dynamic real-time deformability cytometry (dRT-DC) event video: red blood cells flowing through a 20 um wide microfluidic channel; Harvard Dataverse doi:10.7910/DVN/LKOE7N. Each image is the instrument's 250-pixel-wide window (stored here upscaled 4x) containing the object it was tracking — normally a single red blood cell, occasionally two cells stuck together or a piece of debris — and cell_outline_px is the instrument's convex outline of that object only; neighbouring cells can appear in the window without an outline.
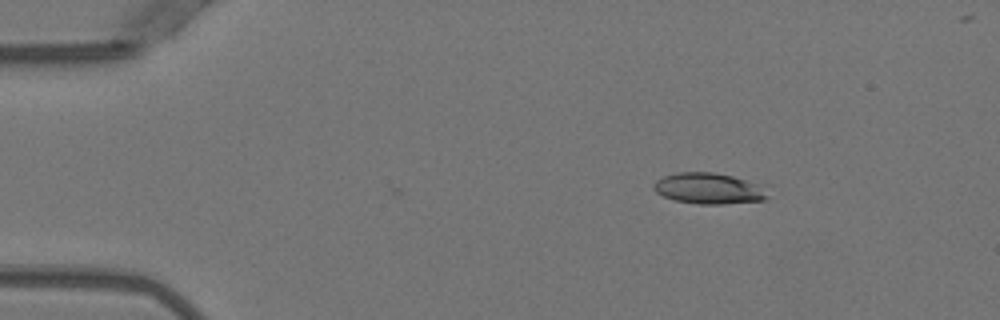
{"species": "Egyptian fruit bat (a non-hibernating species)", "species_latin": "Rousettus aegyptiacus", "temperature_condition": "warm", "stored_images_in_passage": 7, "camera_frame_rate_fps": 3000, "um_per_image_px": 0.085, "animal": {"sex": "female"}, "frame": {"image": 1, "passage_image": 7, "time_ms": 2.0, "image_size_px": [1000, 320], "cell_outline_px": [[772, 184], [768, 196], [764, 200], [720, 204], [700, 204], [676, 200], [664, 196], [656, 192], [652, 188], [652, 184], [656, 180], [664, 176], [676, 172], [712, 172]], "centroid_in_image_um": [60.39, 16.0], "position_along_channel_um": 24.6, "area_um2": 21.27}}